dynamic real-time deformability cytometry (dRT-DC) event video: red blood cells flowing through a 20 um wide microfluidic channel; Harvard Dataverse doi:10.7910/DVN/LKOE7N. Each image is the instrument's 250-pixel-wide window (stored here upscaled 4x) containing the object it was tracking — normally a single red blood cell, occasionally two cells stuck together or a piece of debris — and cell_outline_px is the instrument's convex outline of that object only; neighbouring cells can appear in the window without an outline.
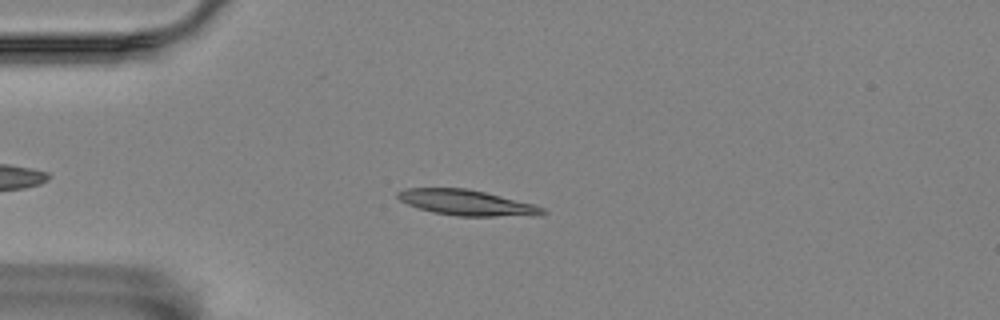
{"species": "Egyptian fruit bat (a non-hibernating species)", "species_latin": "Rousettus aegyptiacus", "temperature_condition": "room temperature", "stored_images_in_passage": 41, "camera_frame_rate_fps": 3000, "um_per_image_px": 0.085, "animal": {"sex": "female"}, "frame": {"image": 1, "passage_image": 6, "time_ms": 1.667, "image_size_px": [1000, 320], "cell_outline_px": [[548, 212], [492, 216], [456, 216], [432, 212], [408, 204], [400, 200], [396, 196], [396, 192], [404, 188], [464, 188], [484, 192], [532, 204], [544, 208]], "centroid_in_image_um": [39.5, 17.2], "position_along_channel_um": 45.5, "area_um2": 20.81}}
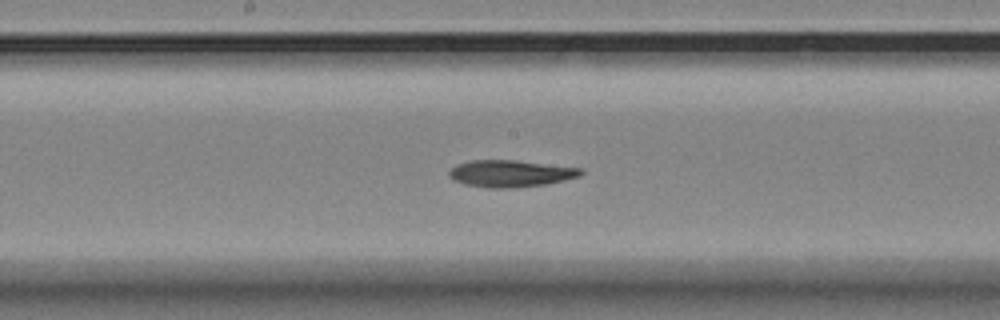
{"frame": {"image": 2, "passage_image": 21, "time_ms": 6.667, "image_size_px": [1000, 320], "cell_outline_px": [[584, 172], [580, 176], [548, 184], [508, 188], [492, 188], [464, 184], [452, 180], [448, 176], [448, 172], [452, 168], [460, 164], [472, 160], [516, 160], [584, 168]], "centroid_in_image_um": [43.43, 14.75], "position_along_channel_um": 204.8, "area_um2": 20.69}}
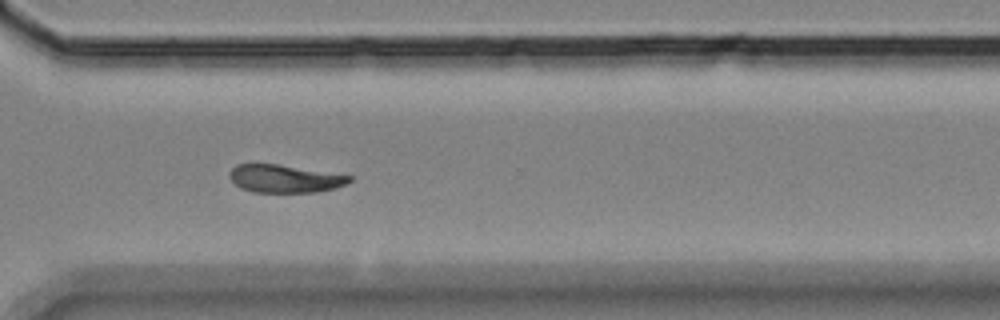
{"frame": {"image": 3, "passage_image": 33, "time_ms": 10.667, "image_size_px": [1000, 320], "cell_outline_px": [[352, 180], [336, 188], [316, 192], [252, 192], [240, 188], [228, 176], [228, 172], [236, 164], [280, 164], [352, 176]], "centroid_in_image_um": [24.17, 15.18], "position_along_channel_um": 346.4, "area_um2": 19.48}, "authors_computed_cell_mechanics": {"area_um2": 20.4612, "velocity_mm_per_s": 3.5424, "shape_relaxation_time_tau1_ms": null, "shape_relaxation_time_tau2_ms": 2.0849, "deformation_change_tau1": null, "deformation_change_tau2": 0.0676}}